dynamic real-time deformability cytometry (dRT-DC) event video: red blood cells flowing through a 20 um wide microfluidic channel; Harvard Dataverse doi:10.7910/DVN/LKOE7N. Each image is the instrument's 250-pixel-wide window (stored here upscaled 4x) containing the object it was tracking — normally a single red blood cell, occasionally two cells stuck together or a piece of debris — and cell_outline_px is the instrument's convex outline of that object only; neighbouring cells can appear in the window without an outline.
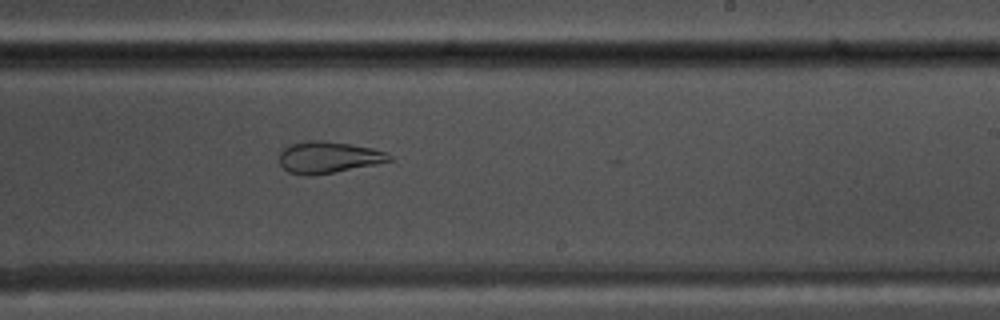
{"species": "common noctule bat (a hibernating species)", "species_latin": "Nyctalus noctula", "temperature_condition": "warm", "stored_images_in_passage": 42, "camera_frame_rate_fps": 3000, "um_per_image_px": 0.085, "animal": {"sex": "male", "body_mass_g": 17.5, "forearm_length_mm": 52.3}, "frame": {"image": 1, "passage_image": 24, "time_ms": 7.667, "image_size_px": [1000, 320], "cell_outline_px": [[392, 160], [376, 164], [312, 176], [308, 176], [288, 172], [280, 164], [280, 152], [284, 148], [292, 144], [308, 140], [320, 140], [352, 144], [372, 148], [384, 152], [392, 156]], "centroid_in_image_um": [27.89, 13.37], "position_along_channel_um": 261.1, "area_um2": 20.11}}